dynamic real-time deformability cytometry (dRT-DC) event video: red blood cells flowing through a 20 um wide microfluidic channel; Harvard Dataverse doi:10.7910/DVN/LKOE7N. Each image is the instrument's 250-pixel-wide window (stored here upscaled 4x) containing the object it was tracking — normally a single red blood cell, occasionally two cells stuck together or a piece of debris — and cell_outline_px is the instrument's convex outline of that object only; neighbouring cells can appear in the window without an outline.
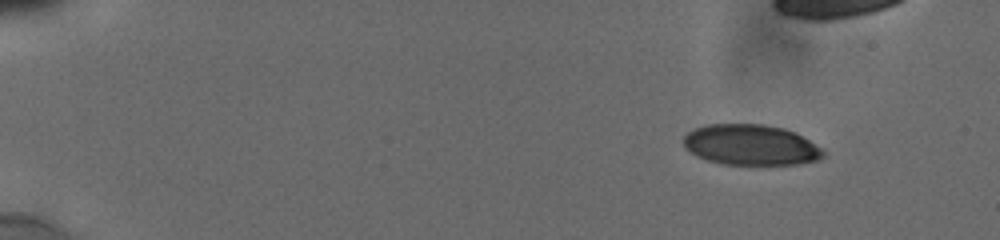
{"species": "human", "species_latin": "Homo sapiens", "temperature_condition": "cold", "stored_images_in_passage": 5, "camera_frame_rate_fps": 3000, "um_per_image_px": 0.085, "donor": {"sex": "male"}, "frame": {"image": 1, "passage_image": 2, "time_ms": 1.0, "image_size_px": [1000, 240], "cell_outline_px": [[824, 156], [816, 160], [796, 164], [724, 164], [708, 160], [696, 156], [684, 148], [684, 136], [692, 128], [704, 124], [764, 124], [784, 128], [796, 132], [824, 148]], "centroid_in_image_um": [63.81, 12.3], "position_along_channel_um": 21.2, "area_um2": 33.35}}